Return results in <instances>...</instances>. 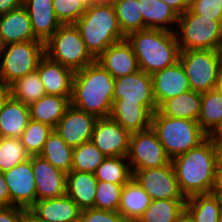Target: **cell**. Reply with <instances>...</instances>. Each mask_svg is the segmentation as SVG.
Instances as JSON below:
<instances>
[{
	"label": "cell",
	"mask_w": 222,
	"mask_h": 222,
	"mask_svg": "<svg viewBox=\"0 0 222 222\" xmlns=\"http://www.w3.org/2000/svg\"><path fill=\"white\" fill-rule=\"evenodd\" d=\"M113 5L120 29L125 36L131 32L147 29L138 0H116Z\"/></svg>",
	"instance_id": "obj_35"
},
{
	"label": "cell",
	"mask_w": 222,
	"mask_h": 222,
	"mask_svg": "<svg viewBox=\"0 0 222 222\" xmlns=\"http://www.w3.org/2000/svg\"><path fill=\"white\" fill-rule=\"evenodd\" d=\"M27 211L17 206L0 207V222H25Z\"/></svg>",
	"instance_id": "obj_44"
},
{
	"label": "cell",
	"mask_w": 222,
	"mask_h": 222,
	"mask_svg": "<svg viewBox=\"0 0 222 222\" xmlns=\"http://www.w3.org/2000/svg\"><path fill=\"white\" fill-rule=\"evenodd\" d=\"M97 179L94 173L71 170L66 176V195L81 210L94 208Z\"/></svg>",
	"instance_id": "obj_25"
},
{
	"label": "cell",
	"mask_w": 222,
	"mask_h": 222,
	"mask_svg": "<svg viewBox=\"0 0 222 222\" xmlns=\"http://www.w3.org/2000/svg\"><path fill=\"white\" fill-rule=\"evenodd\" d=\"M94 175L99 181L115 184H126L133 177L127 157L122 156L106 157Z\"/></svg>",
	"instance_id": "obj_34"
},
{
	"label": "cell",
	"mask_w": 222,
	"mask_h": 222,
	"mask_svg": "<svg viewBox=\"0 0 222 222\" xmlns=\"http://www.w3.org/2000/svg\"><path fill=\"white\" fill-rule=\"evenodd\" d=\"M96 62L114 78L123 77L139 70L137 57L125 39L110 45Z\"/></svg>",
	"instance_id": "obj_19"
},
{
	"label": "cell",
	"mask_w": 222,
	"mask_h": 222,
	"mask_svg": "<svg viewBox=\"0 0 222 222\" xmlns=\"http://www.w3.org/2000/svg\"><path fill=\"white\" fill-rule=\"evenodd\" d=\"M10 96V88L6 85H4L0 81V110L4 104V102L7 100V98Z\"/></svg>",
	"instance_id": "obj_49"
},
{
	"label": "cell",
	"mask_w": 222,
	"mask_h": 222,
	"mask_svg": "<svg viewBox=\"0 0 222 222\" xmlns=\"http://www.w3.org/2000/svg\"><path fill=\"white\" fill-rule=\"evenodd\" d=\"M114 77L96 61L74 72L70 104L97 118L110 117Z\"/></svg>",
	"instance_id": "obj_2"
},
{
	"label": "cell",
	"mask_w": 222,
	"mask_h": 222,
	"mask_svg": "<svg viewBox=\"0 0 222 222\" xmlns=\"http://www.w3.org/2000/svg\"><path fill=\"white\" fill-rule=\"evenodd\" d=\"M130 135L111 117H104L97 119L90 141L106 157H127Z\"/></svg>",
	"instance_id": "obj_14"
},
{
	"label": "cell",
	"mask_w": 222,
	"mask_h": 222,
	"mask_svg": "<svg viewBox=\"0 0 222 222\" xmlns=\"http://www.w3.org/2000/svg\"><path fill=\"white\" fill-rule=\"evenodd\" d=\"M151 127L171 160L197 147L208 137L201 130L198 121L171 118L158 110L153 113Z\"/></svg>",
	"instance_id": "obj_5"
},
{
	"label": "cell",
	"mask_w": 222,
	"mask_h": 222,
	"mask_svg": "<svg viewBox=\"0 0 222 222\" xmlns=\"http://www.w3.org/2000/svg\"><path fill=\"white\" fill-rule=\"evenodd\" d=\"M87 5L91 4V0H83Z\"/></svg>",
	"instance_id": "obj_57"
},
{
	"label": "cell",
	"mask_w": 222,
	"mask_h": 222,
	"mask_svg": "<svg viewBox=\"0 0 222 222\" xmlns=\"http://www.w3.org/2000/svg\"><path fill=\"white\" fill-rule=\"evenodd\" d=\"M25 222H44L42 220L37 219L29 210L26 213Z\"/></svg>",
	"instance_id": "obj_53"
},
{
	"label": "cell",
	"mask_w": 222,
	"mask_h": 222,
	"mask_svg": "<svg viewBox=\"0 0 222 222\" xmlns=\"http://www.w3.org/2000/svg\"><path fill=\"white\" fill-rule=\"evenodd\" d=\"M213 138L217 145L219 164H222V135H214Z\"/></svg>",
	"instance_id": "obj_51"
},
{
	"label": "cell",
	"mask_w": 222,
	"mask_h": 222,
	"mask_svg": "<svg viewBox=\"0 0 222 222\" xmlns=\"http://www.w3.org/2000/svg\"><path fill=\"white\" fill-rule=\"evenodd\" d=\"M218 222H222V208L219 213Z\"/></svg>",
	"instance_id": "obj_56"
},
{
	"label": "cell",
	"mask_w": 222,
	"mask_h": 222,
	"mask_svg": "<svg viewBox=\"0 0 222 222\" xmlns=\"http://www.w3.org/2000/svg\"><path fill=\"white\" fill-rule=\"evenodd\" d=\"M198 123L208 137H213L222 128V95L215 89L202 93Z\"/></svg>",
	"instance_id": "obj_30"
},
{
	"label": "cell",
	"mask_w": 222,
	"mask_h": 222,
	"mask_svg": "<svg viewBox=\"0 0 222 222\" xmlns=\"http://www.w3.org/2000/svg\"><path fill=\"white\" fill-rule=\"evenodd\" d=\"M161 1L167 3L170 7H172L178 15L183 14L186 10L189 9L190 0H161Z\"/></svg>",
	"instance_id": "obj_48"
},
{
	"label": "cell",
	"mask_w": 222,
	"mask_h": 222,
	"mask_svg": "<svg viewBox=\"0 0 222 222\" xmlns=\"http://www.w3.org/2000/svg\"><path fill=\"white\" fill-rule=\"evenodd\" d=\"M31 23L34 36L44 43L62 25L56 18L53 9V0H24Z\"/></svg>",
	"instance_id": "obj_22"
},
{
	"label": "cell",
	"mask_w": 222,
	"mask_h": 222,
	"mask_svg": "<svg viewBox=\"0 0 222 222\" xmlns=\"http://www.w3.org/2000/svg\"><path fill=\"white\" fill-rule=\"evenodd\" d=\"M116 0H91V4L113 5Z\"/></svg>",
	"instance_id": "obj_54"
},
{
	"label": "cell",
	"mask_w": 222,
	"mask_h": 222,
	"mask_svg": "<svg viewBox=\"0 0 222 222\" xmlns=\"http://www.w3.org/2000/svg\"><path fill=\"white\" fill-rule=\"evenodd\" d=\"M36 71L46 94L71 99L74 76V72L71 69L51 60L45 55L41 59Z\"/></svg>",
	"instance_id": "obj_18"
},
{
	"label": "cell",
	"mask_w": 222,
	"mask_h": 222,
	"mask_svg": "<svg viewBox=\"0 0 222 222\" xmlns=\"http://www.w3.org/2000/svg\"><path fill=\"white\" fill-rule=\"evenodd\" d=\"M110 117L132 134L151 127L153 112L140 103H113Z\"/></svg>",
	"instance_id": "obj_23"
},
{
	"label": "cell",
	"mask_w": 222,
	"mask_h": 222,
	"mask_svg": "<svg viewBox=\"0 0 222 222\" xmlns=\"http://www.w3.org/2000/svg\"><path fill=\"white\" fill-rule=\"evenodd\" d=\"M150 203V196L132 177L123 185L118 212L127 222H136Z\"/></svg>",
	"instance_id": "obj_27"
},
{
	"label": "cell",
	"mask_w": 222,
	"mask_h": 222,
	"mask_svg": "<svg viewBox=\"0 0 222 222\" xmlns=\"http://www.w3.org/2000/svg\"><path fill=\"white\" fill-rule=\"evenodd\" d=\"M177 24L175 34L180 51H219L222 42V21L202 18L188 9L179 15Z\"/></svg>",
	"instance_id": "obj_6"
},
{
	"label": "cell",
	"mask_w": 222,
	"mask_h": 222,
	"mask_svg": "<svg viewBox=\"0 0 222 222\" xmlns=\"http://www.w3.org/2000/svg\"><path fill=\"white\" fill-rule=\"evenodd\" d=\"M54 130L50 125L30 119L24 129L21 141L31 155H39L50 133Z\"/></svg>",
	"instance_id": "obj_39"
},
{
	"label": "cell",
	"mask_w": 222,
	"mask_h": 222,
	"mask_svg": "<svg viewBox=\"0 0 222 222\" xmlns=\"http://www.w3.org/2000/svg\"><path fill=\"white\" fill-rule=\"evenodd\" d=\"M30 40L38 39L34 36L32 23L24 6L0 16V47Z\"/></svg>",
	"instance_id": "obj_21"
},
{
	"label": "cell",
	"mask_w": 222,
	"mask_h": 222,
	"mask_svg": "<svg viewBox=\"0 0 222 222\" xmlns=\"http://www.w3.org/2000/svg\"><path fill=\"white\" fill-rule=\"evenodd\" d=\"M10 193L11 206L29 210L36 201L32 155L28 160L3 172Z\"/></svg>",
	"instance_id": "obj_13"
},
{
	"label": "cell",
	"mask_w": 222,
	"mask_h": 222,
	"mask_svg": "<svg viewBox=\"0 0 222 222\" xmlns=\"http://www.w3.org/2000/svg\"><path fill=\"white\" fill-rule=\"evenodd\" d=\"M45 55V43L40 40L0 47V81L9 87L16 80L36 71Z\"/></svg>",
	"instance_id": "obj_7"
},
{
	"label": "cell",
	"mask_w": 222,
	"mask_h": 222,
	"mask_svg": "<svg viewBox=\"0 0 222 222\" xmlns=\"http://www.w3.org/2000/svg\"><path fill=\"white\" fill-rule=\"evenodd\" d=\"M179 190L187 199L194 195L210 194L219 164L217 145L207 137L197 147L171 160Z\"/></svg>",
	"instance_id": "obj_1"
},
{
	"label": "cell",
	"mask_w": 222,
	"mask_h": 222,
	"mask_svg": "<svg viewBox=\"0 0 222 222\" xmlns=\"http://www.w3.org/2000/svg\"><path fill=\"white\" fill-rule=\"evenodd\" d=\"M39 156L65 173L71 171L73 148L70 147L55 130H53L46 139Z\"/></svg>",
	"instance_id": "obj_31"
},
{
	"label": "cell",
	"mask_w": 222,
	"mask_h": 222,
	"mask_svg": "<svg viewBox=\"0 0 222 222\" xmlns=\"http://www.w3.org/2000/svg\"><path fill=\"white\" fill-rule=\"evenodd\" d=\"M74 24L95 59L110 45L126 38L120 29L114 5L90 4Z\"/></svg>",
	"instance_id": "obj_4"
},
{
	"label": "cell",
	"mask_w": 222,
	"mask_h": 222,
	"mask_svg": "<svg viewBox=\"0 0 222 222\" xmlns=\"http://www.w3.org/2000/svg\"><path fill=\"white\" fill-rule=\"evenodd\" d=\"M211 194L222 199V164L217 165Z\"/></svg>",
	"instance_id": "obj_46"
},
{
	"label": "cell",
	"mask_w": 222,
	"mask_h": 222,
	"mask_svg": "<svg viewBox=\"0 0 222 222\" xmlns=\"http://www.w3.org/2000/svg\"><path fill=\"white\" fill-rule=\"evenodd\" d=\"M202 93L189 90L176 97L165 100L158 111L171 118H183L198 121L201 110Z\"/></svg>",
	"instance_id": "obj_28"
},
{
	"label": "cell",
	"mask_w": 222,
	"mask_h": 222,
	"mask_svg": "<svg viewBox=\"0 0 222 222\" xmlns=\"http://www.w3.org/2000/svg\"><path fill=\"white\" fill-rule=\"evenodd\" d=\"M138 1L140 2V11L146 28L175 32L176 27L173 26H177L179 15L172 7L161 0Z\"/></svg>",
	"instance_id": "obj_26"
},
{
	"label": "cell",
	"mask_w": 222,
	"mask_h": 222,
	"mask_svg": "<svg viewBox=\"0 0 222 222\" xmlns=\"http://www.w3.org/2000/svg\"><path fill=\"white\" fill-rule=\"evenodd\" d=\"M215 135H222V128L219 130V132Z\"/></svg>",
	"instance_id": "obj_58"
},
{
	"label": "cell",
	"mask_w": 222,
	"mask_h": 222,
	"mask_svg": "<svg viewBox=\"0 0 222 222\" xmlns=\"http://www.w3.org/2000/svg\"><path fill=\"white\" fill-rule=\"evenodd\" d=\"M24 6V0H0V16Z\"/></svg>",
	"instance_id": "obj_47"
},
{
	"label": "cell",
	"mask_w": 222,
	"mask_h": 222,
	"mask_svg": "<svg viewBox=\"0 0 222 222\" xmlns=\"http://www.w3.org/2000/svg\"><path fill=\"white\" fill-rule=\"evenodd\" d=\"M127 160L132 172L159 168L171 163V158L152 127L130 135Z\"/></svg>",
	"instance_id": "obj_10"
},
{
	"label": "cell",
	"mask_w": 222,
	"mask_h": 222,
	"mask_svg": "<svg viewBox=\"0 0 222 222\" xmlns=\"http://www.w3.org/2000/svg\"><path fill=\"white\" fill-rule=\"evenodd\" d=\"M45 54L73 72L96 61L75 24H62L45 43Z\"/></svg>",
	"instance_id": "obj_8"
},
{
	"label": "cell",
	"mask_w": 222,
	"mask_h": 222,
	"mask_svg": "<svg viewBox=\"0 0 222 222\" xmlns=\"http://www.w3.org/2000/svg\"><path fill=\"white\" fill-rule=\"evenodd\" d=\"M77 222H127L118 211L87 208L81 210Z\"/></svg>",
	"instance_id": "obj_43"
},
{
	"label": "cell",
	"mask_w": 222,
	"mask_h": 222,
	"mask_svg": "<svg viewBox=\"0 0 222 222\" xmlns=\"http://www.w3.org/2000/svg\"><path fill=\"white\" fill-rule=\"evenodd\" d=\"M214 89L222 95V68L219 72L218 79L215 83Z\"/></svg>",
	"instance_id": "obj_52"
},
{
	"label": "cell",
	"mask_w": 222,
	"mask_h": 222,
	"mask_svg": "<svg viewBox=\"0 0 222 222\" xmlns=\"http://www.w3.org/2000/svg\"><path fill=\"white\" fill-rule=\"evenodd\" d=\"M220 58H221V65H222V42L219 48Z\"/></svg>",
	"instance_id": "obj_55"
},
{
	"label": "cell",
	"mask_w": 222,
	"mask_h": 222,
	"mask_svg": "<svg viewBox=\"0 0 222 222\" xmlns=\"http://www.w3.org/2000/svg\"><path fill=\"white\" fill-rule=\"evenodd\" d=\"M123 185L97 180L94 208L118 211Z\"/></svg>",
	"instance_id": "obj_40"
},
{
	"label": "cell",
	"mask_w": 222,
	"mask_h": 222,
	"mask_svg": "<svg viewBox=\"0 0 222 222\" xmlns=\"http://www.w3.org/2000/svg\"><path fill=\"white\" fill-rule=\"evenodd\" d=\"M11 206L10 193L3 172L0 171V207Z\"/></svg>",
	"instance_id": "obj_45"
},
{
	"label": "cell",
	"mask_w": 222,
	"mask_h": 222,
	"mask_svg": "<svg viewBox=\"0 0 222 222\" xmlns=\"http://www.w3.org/2000/svg\"><path fill=\"white\" fill-rule=\"evenodd\" d=\"M189 10L202 18L222 21V0H190Z\"/></svg>",
	"instance_id": "obj_42"
},
{
	"label": "cell",
	"mask_w": 222,
	"mask_h": 222,
	"mask_svg": "<svg viewBox=\"0 0 222 222\" xmlns=\"http://www.w3.org/2000/svg\"><path fill=\"white\" fill-rule=\"evenodd\" d=\"M113 103H140L153 113L157 111L153 95L152 75L142 70L114 78Z\"/></svg>",
	"instance_id": "obj_11"
},
{
	"label": "cell",
	"mask_w": 222,
	"mask_h": 222,
	"mask_svg": "<svg viewBox=\"0 0 222 222\" xmlns=\"http://www.w3.org/2000/svg\"><path fill=\"white\" fill-rule=\"evenodd\" d=\"M36 201L66 195L67 173L57 169L39 155H32Z\"/></svg>",
	"instance_id": "obj_16"
},
{
	"label": "cell",
	"mask_w": 222,
	"mask_h": 222,
	"mask_svg": "<svg viewBox=\"0 0 222 222\" xmlns=\"http://www.w3.org/2000/svg\"><path fill=\"white\" fill-rule=\"evenodd\" d=\"M126 40L133 48L140 70L153 74L179 60V44L175 32L145 29L131 32Z\"/></svg>",
	"instance_id": "obj_3"
},
{
	"label": "cell",
	"mask_w": 222,
	"mask_h": 222,
	"mask_svg": "<svg viewBox=\"0 0 222 222\" xmlns=\"http://www.w3.org/2000/svg\"><path fill=\"white\" fill-rule=\"evenodd\" d=\"M178 61L184 69L191 90L204 93L214 89L222 68L219 51H180Z\"/></svg>",
	"instance_id": "obj_9"
},
{
	"label": "cell",
	"mask_w": 222,
	"mask_h": 222,
	"mask_svg": "<svg viewBox=\"0 0 222 222\" xmlns=\"http://www.w3.org/2000/svg\"><path fill=\"white\" fill-rule=\"evenodd\" d=\"M151 200L186 199L180 192L172 164L132 172Z\"/></svg>",
	"instance_id": "obj_12"
},
{
	"label": "cell",
	"mask_w": 222,
	"mask_h": 222,
	"mask_svg": "<svg viewBox=\"0 0 222 222\" xmlns=\"http://www.w3.org/2000/svg\"><path fill=\"white\" fill-rule=\"evenodd\" d=\"M106 156L91 142L73 148L72 168L79 172L94 173Z\"/></svg>",
	"instance_id": "obj_37"
},
{
	"label": "cell",
	"mask_w": 222,
	"mask_h": 222,
	"mask_svg": "<svg viewBox=\"0 0 222 222\" xmlns=\"http://www.w3.org/2000/svg\"><path fill=\"white\" fill-rule=\"evenodd\" d=\"M30 158L20 138L0 137V171L5 172Z\"/></svg>",
	"instance_id": "obj_38"
},
{
	"label": "cell",
	"mask_w": 222,
	"mask_h": 222,
	"mask_svg": "<svg viewBox=\"0 0 222 222\" xmlns=\"http://www.w3.org/2000/svg\"><path fill=\"white\" fill-rule=\"evenodd\" d=\"M69 105L67 97L46 94L29 105L30 119L55 128Z\"/></svg>",
	"instance_id": "obj_29"
},
{
	"label": "cell",
	"mask_w": 222,
	"mask_h": 222,
	"mask_svg": "<svg viewBox=\"0 0 222 222\" xmlns=\"http://www.w3.org/2000/svg\"><path fill=\"white\" fill-rule=\"evenodd\" d=\"M87 7L83 0H53L54 13L61 24H74Z\"/></svg>",
	"instance_id": "obj_41"
},
{
	"label": "cell",
	"mask_w": 222,
	"mask_h": 222,
	"mask_svg": "<svg viewBox=\"0 0 222 222\" xmlns=\"http://www.w3.org/2000/svg\"><path fill=\"white\" fill-rule=\"evenodd\" d=\"M29 211L44 222H77L81 213L68 195L37 200Z\"/></svg>",
	"instance_id": "obj_20"
},
{
	"label": "cell",
	"mask_w": 222,
	"mask_h": 222,
	"mask_svg": "<svg viewBox=\"0 0 222 222\" xmlns=\"http://www.w3.org/2000/svg\"><path fill=\"white\" fill-rule=\"evenodd\" d=\"M153 95L157 108L167 99L176 97L190 89L188 79L179 61L152 74Z\"/></svg>",
	"instance_id": "obj_17"
},
{
	"label": "cell",
	"mask_w": 222,
	"mask_h": 222,
	"mask_svg": "<svg viewBox=\"0 0 222 222\" xmlns=\"http://www.w3.org/2000/svg\"><path fill=\"white\" fill-rule=\"evenodd\" d=\"M97 119L70 104L54 130L70 147L75 148L91 140Z\"/></svg>",
	"instance_id": "obj_15"
},
{
	"label": "cell",
	"mask_w": 222,
	"mask_h": 222,
	"mask_svg": "<svg viewBox=\"0 0 222 222\" xmlns=\"http://www.w3.org/2000/svg\"><path fill=\"white\" fill-rule=\"evenodd\" d=\"M9 88L10 96L26 105H30L46 95L37 71L16 80Z\"/></svg>",
	"instance_id": "obj_36"
},
{
	"label": "cell",
	"mask_w": 222,
	"mask_h": 222,
	"mask_svg": "<svg viewBox=\"0 0 222 222\" xmlns=\"http://www.w3.org/2000/svg\"><path fill=\"white\" fill-rule=\"evenodd\" d=\"M222 199L210 194L194 195L186 199L185 209L194 222H218Z\"/></svg>",
	"instance_id": "obj_32"
},
{
	"label": "cell",
	"mask_w": 222,
	"mask_h": 222,
	"mask_svg": "<svg viewBox=\"0 0 222 222\" xmlns=\"http://www.w3.org/2000/svg\"><path fill=\"white\" fill-rule=\"evenodd\" d=\"M29 121V105L9 96L0 110V137L21 138Z\"/></svg>",
	"instance_id": "obj_24"
},
{
	"label": "cell",
	"mask_w": 222,
	"mask_h": 222,
	"mask_svg": "<svg viewBox=\"0 0 222 222\" xmlns=\"http://www.w3.org/2000/svg\"><path fill=\"white\" fill-rule=\"evenodd\" d=\"M186 199L151 200L136 222H174L185 209Z\"/></svg>",
	"instance_id": "obj_33"
},
{
	"label": "cell",
	"mask_w": 222,
	"mask_h": 222,
	"mask_svg": "<svg viewBox=\"0 0 222 222\" xmlns=\"http://www.w3.org/2000/svg\"><path fill=\"white\" fill-rule=\"evenodd\" d=\"M174 222H194L190 213L184 209Z\"/></svg>",
	"instance_id": "obj_50"
}]
</instances>
